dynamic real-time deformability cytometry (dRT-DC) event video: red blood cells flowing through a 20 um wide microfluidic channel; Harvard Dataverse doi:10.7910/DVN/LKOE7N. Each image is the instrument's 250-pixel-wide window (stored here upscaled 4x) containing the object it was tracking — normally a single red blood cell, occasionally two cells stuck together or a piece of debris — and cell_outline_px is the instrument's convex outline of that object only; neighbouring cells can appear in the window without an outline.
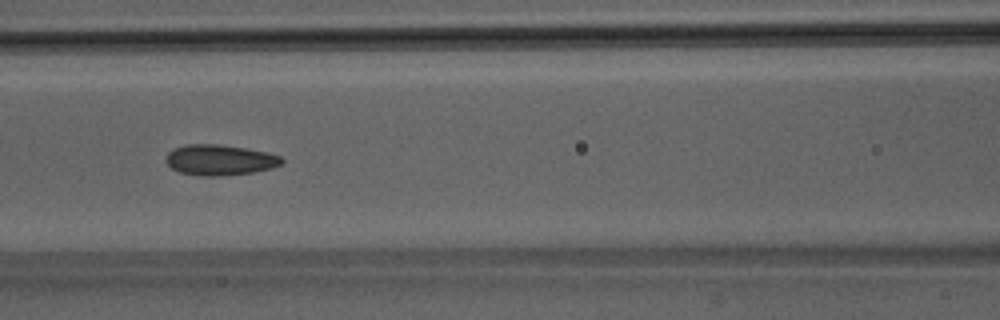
{"species": "Egyptian fruit bat (a non-hibernating species)", "species_latin": "Rousettus aegyptiacus", "temperature_condition": "room temperature", "stored_images_in_passage": 43, "camera_frame_rate_fps": 3000, "um_per_image_px": 0.085, "animal": {"sex": "male"}, "frame": {"image": 1, "passage_image": 14, "time_ms": 4.333, "image_size_px": [1000, 320], "cell_outline_px": [[284, 160], [280, 164], [272, 168], [252, 172], [224, 176], [200, 176], [180, 172], [172, 168], [168, 164], [168, 152], [172, 148], [184, 144], [216, 144], [244, 148], [268, 152], [280, 156]], "centroid_in_image_um": [18.68, 13.59], "position_along_channel_um": 147.9, "area_um2": 20.58}}
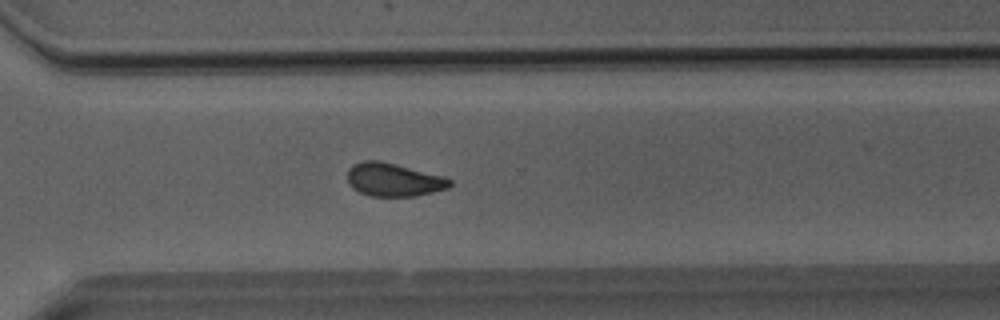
{"frame": {"image": 2, "passage_image": 28, "time_ms": 9.0, "image_size_px": [1000, 320], "cell_outline_px": [[452, 184], [448, 188], [416, 196], [372, 196], [360, 192], [352, 188], [348, 184], [348, 168], [352, 164], [364, 160], [380, 160], [444, 176], [452, 180]], "centroid_in_image_um": [33.44, 15.27], "position_along_channel_um": 337.2, "area_um2": 19.94}}
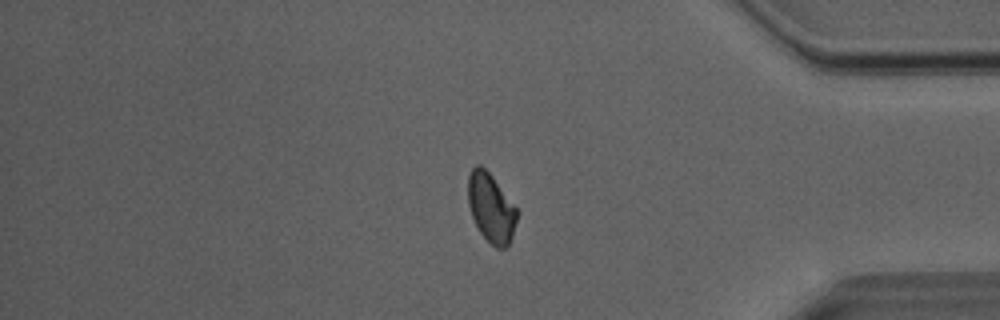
{"frame": {"image": 3, "passage_image": 34, "time_ms": 11.0, "image_size_px": [1000, 320], "cell_outline_px": [[520, 212], [512, 236], [508, 244], [504, 248], [496, 248], [480, 232], [472, 216], [468, 204], [468, 176], [472, 168], [476, 164], [480, 164], [492, 176]], "centroid_in_image_um": [41.75, 17.65], "position_along_channel_um": 393.5, "area_um2": 19.59}, "authors_computed_cell_mechanics": {"area_um2": 20.2878, "velocity_mm_per_s": 4.0653, "shape_relaxation_time_tau1_ms": 11.0639, "shape_relaxation_time_tau2_ms": 1.6501, "deformation_change_tau1": 0.1815, "deformation_change_tau2": 0.0547}}